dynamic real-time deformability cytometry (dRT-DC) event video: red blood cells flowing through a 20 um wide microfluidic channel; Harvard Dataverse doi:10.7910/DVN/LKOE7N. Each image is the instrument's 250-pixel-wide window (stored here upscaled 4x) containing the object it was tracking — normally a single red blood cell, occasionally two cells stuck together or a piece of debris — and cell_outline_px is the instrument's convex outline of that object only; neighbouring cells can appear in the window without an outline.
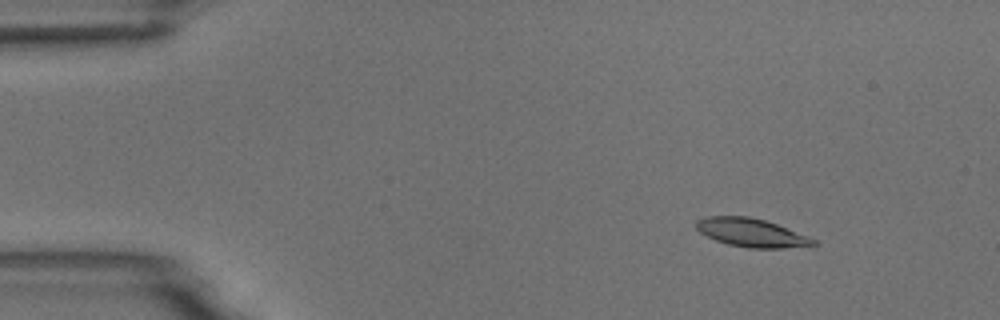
{"species": "common noctule bat (a hibernating species)", "species_latin": "Nyctalus noctula", "temperature_condition": "room temperature", "stored_images_in_passage": 4, "camera_frame_rate_fps": 3000, "um_per_image_px": 0.085, "animal": {"sex": "male", "body_mass_g": 18.8}, "frame": {"image": 1, "passage_image": 2, "time_ms": 1.333, "image_size_px": [1000, 320], "cell_outline_px": [[820, 244], [812, 248], [748, 248], [728, 244], [716, 240], [700, 232], [692, 224], [696, 220], [708, 216], [748, 216], [764, 220], [776, 224], [808, 236], [816, 240]], "centroid_in_image_um": [63.94, 19.8], "position_along_channel_um": 21.1, "area_um2": 19.77}}